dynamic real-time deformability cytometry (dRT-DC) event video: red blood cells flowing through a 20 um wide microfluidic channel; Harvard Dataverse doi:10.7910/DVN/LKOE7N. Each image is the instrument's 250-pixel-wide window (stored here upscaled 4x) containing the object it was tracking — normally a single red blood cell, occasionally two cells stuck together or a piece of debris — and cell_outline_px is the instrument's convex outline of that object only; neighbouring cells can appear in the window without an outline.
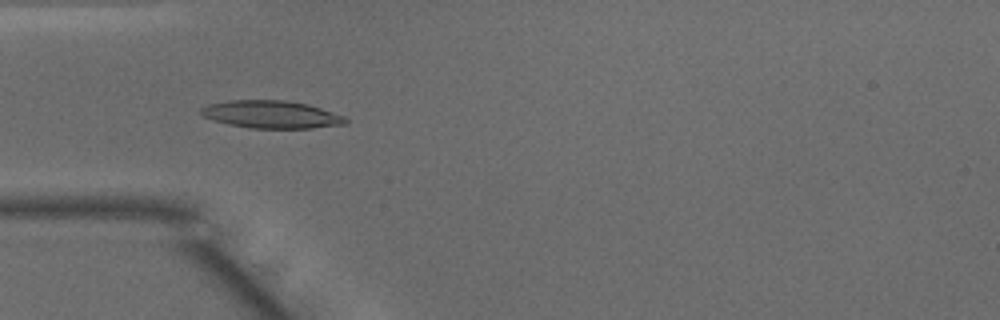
{"species": "common noctule bat (a hibernating species)", "species_latin": "Nyctalus noctula", "temperature_condition": "warm", "stored_images_in_passage": 49, "camera_frame_rate_fps": 3000, "um_per_image_px": 0.085, "animal": {"sex": "male", "body_mass_g": 15.6}, "frame": {"image": 1, "passage_image": 15, "time_ms": 4.667, "image_size_px": [1000, 320], "cell_outline_px": [[348, 124], [312, 128], [248, 128], [228, 124], [212, 120], [204, 116], [200, 112], [200, 108], [208, 104], [228, 100], [284, 100], [308, 104], [344, 116], [348, 120]], "centroid_in_image_um": [23.05, 9.73], "position_along_channel_um": 61.9, "area_um2": 23.35}}
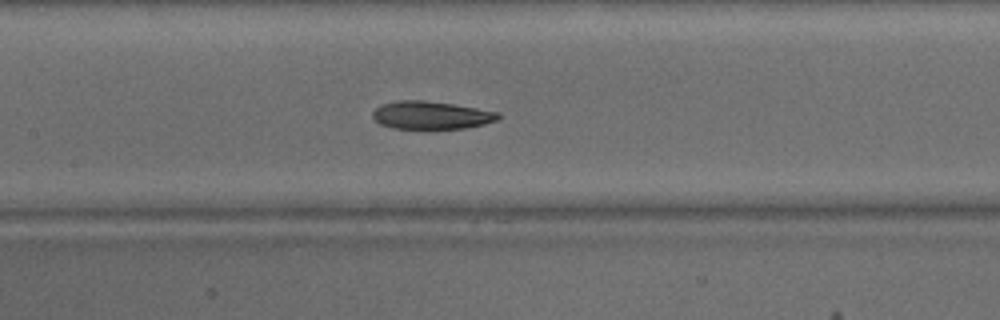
{"frame": {"image": 2, "passage_image": 23, "time_ms": 7.333, "image_size_px": [1000, 320], "cell_outline_px": [[500, 116], [496, 120], [484, 124], [464, 128], [432, 132], [392, 128], [380, 124], [372, 116], [372, 112], [380, 104], [396, 100], [424, 100], [452, 104], [500, 112]], "centroid_in_image_um": [36.61, 9.84], "position_along_channel_um": 170.8, "area_um2": 21.33}}
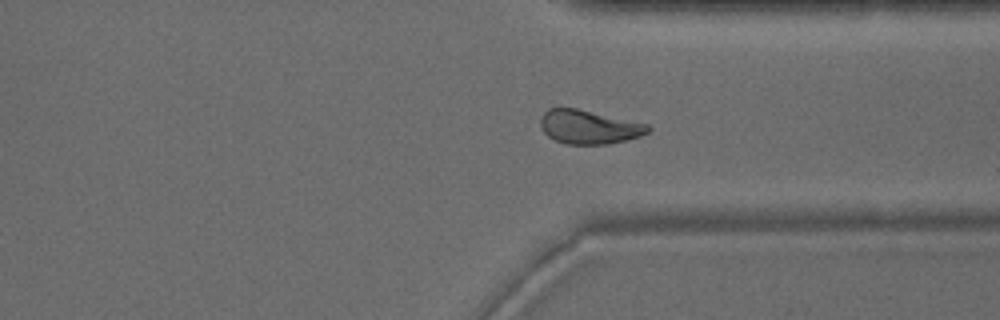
{"frame": {"image": 3, "passage_image": 37, "time_ms": 12.0, "image_size_px": [1000, 320], "cell_outline_px": [[652, 128], [648, 132], [640, 136], [608, 144], [568, 144], [556, 140], [548, 136], [544, 132], [540, 124], [540, 120], [544, 112], [548, 108], [576, 108], [648, 124]], "centroid_in_image_um": [50.06, 10.79], "position_along_channel_um": 361.3, "area_um2": 20.98}, "authors_computed_cell_mechanics": {"area_um2": 21.6172, "velocity_mm_per_s": 4.0955, "shape_relaxation_time_tau1_ms": 5.0092, "shape_relaxation_time_tau2_ms": 3.5466, "deformation_change_tau1": 0.174, "deformation_change_tau2": 0.1015}}